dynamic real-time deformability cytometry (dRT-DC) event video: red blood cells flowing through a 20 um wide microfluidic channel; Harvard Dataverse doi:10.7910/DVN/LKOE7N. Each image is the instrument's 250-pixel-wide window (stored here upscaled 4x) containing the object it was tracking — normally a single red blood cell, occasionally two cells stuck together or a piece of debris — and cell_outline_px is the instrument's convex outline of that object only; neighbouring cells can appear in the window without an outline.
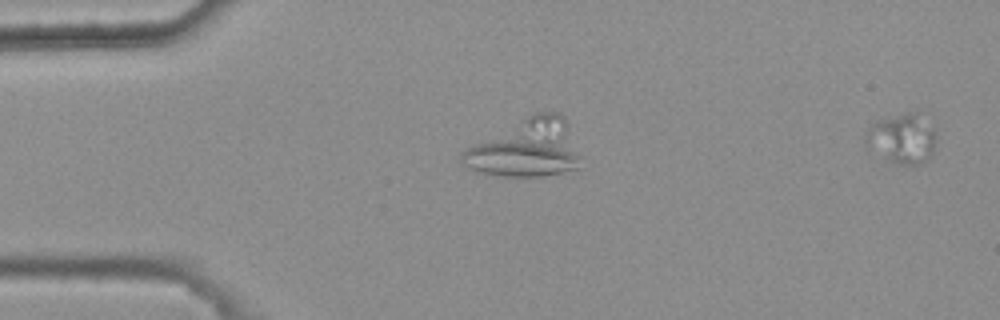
{"species": "common noctule bat (a hibernating species)", "species_latin": "Nyctalus noctula", "temperature_condition": "warm", "stored_images_in_passage": 3, "segment_of_instrument_passage": [2, 2], "camera_frame_rate_fps": 3000, "um_per_image_px": 0.085, "animal": {"sex": "female", "body_mass_g": 25.1}, "frame": {"image": 1, "passage_image": 3, "time_ms": 0.667, "image_size_px": [1000, 320], "cell_outline_px": [[936, 144], [928, 160], [920, 164], [892, 164], [868, 148], [864, 140], [864, 136], [868, 128], [876, 120], [904, 112], [916, 112], [932, 128], [936, 136]], "centroid_in_image_um": [76.64, 11.8], "position_along_channel_um": 8.4, "area_um2": 20.69}}